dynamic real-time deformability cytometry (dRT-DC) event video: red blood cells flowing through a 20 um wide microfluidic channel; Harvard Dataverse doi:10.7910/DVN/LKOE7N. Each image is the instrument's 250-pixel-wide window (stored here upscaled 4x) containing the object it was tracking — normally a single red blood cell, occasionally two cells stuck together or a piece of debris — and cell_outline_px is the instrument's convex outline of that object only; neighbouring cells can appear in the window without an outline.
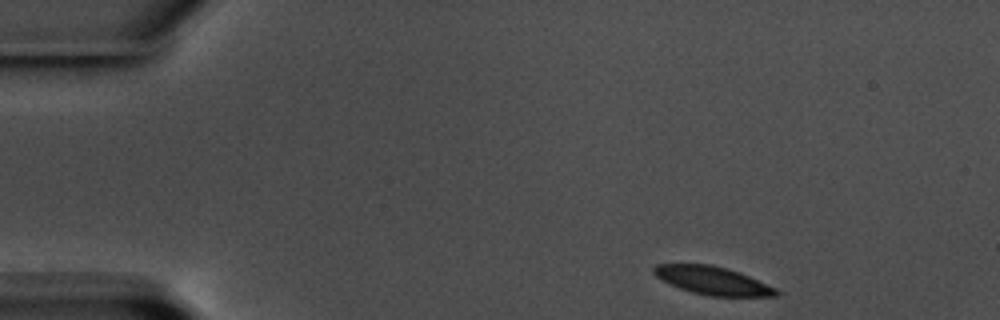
{"species": "common noctule bat (a hibernating species)", "species_latin": "Nyctalus noctula", "temperature_condition": "warm", "stored_images_in_passage": 51, "camera_frame_rate_fps": 3000, "um_per_image_px": 0.085, "animal": {"sex": "male", "body_mass_g": 17.5, "forearm_length_mm": 52.3}, "frame": {"image": 1, "passage_image": 1, "time_ms": 0.0, "image_size_px": [1000, 320], "cell_outline_px": [[784, 292], [776, 296], [712, 296], [692, 292], [680, 288], [656, 276], [652, 272], [652, 268], [656, 264], [712, 264], [728, 268], [740, 272], [776, 288]], "centroid_in_image_um": [60.62, 23.84], "position_along_channel_um": 24.4, "area_um2": 20.06}}
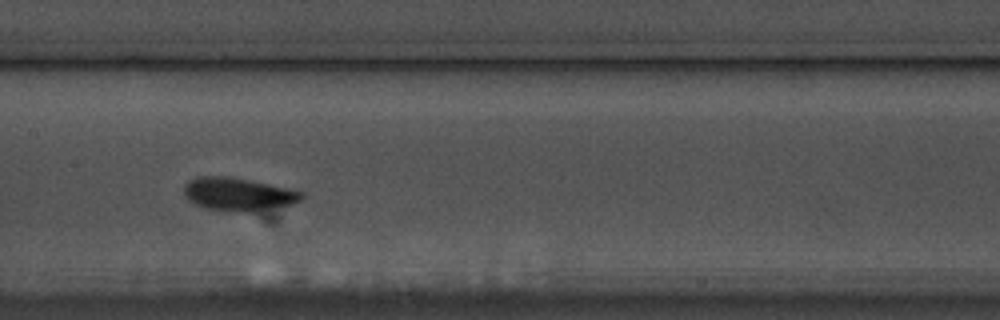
{"frame": {"image": 2, "passage_image": 22, "time_ms": 7.0, "image_size_px": [1000, 320], "cell_outline_px": [[304, 196], [300, 200], [292, 204], [252, 212], [228, 212], [204, 208], [188, 200], [184, 196], [184, 184], [188, 180], [196, 176], [228, 176], [252, 180], [272, 184], [304, 192]], "centroid_in_image_um": [20.22, 16.5], "position_along_channel_um": 187.2, "area_um2": 23.12}}
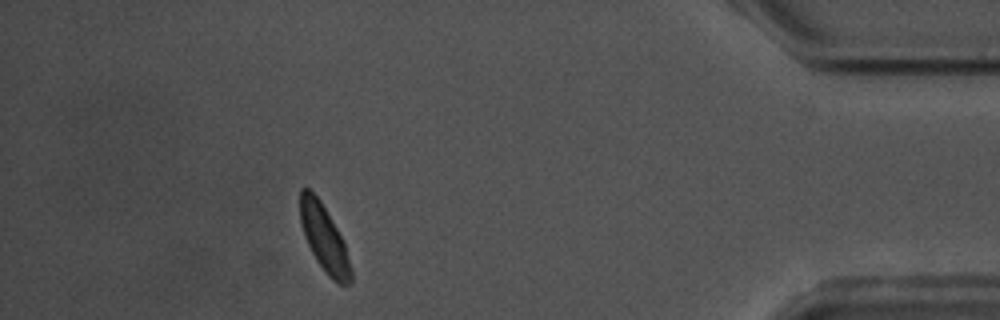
{"frame": {"image": 3, "passage_image": 45, "time_ms": 14.667, "image_size_px": [1000, 320], "cell_outline_px": [[352, 284], [340, 284], [332, 280], [328, 276], [316, 260], [304, 236], [300, 224], [300, 188], [308, 188], [320, 200], [336, 228], [344, 244], [352, 268]], "centroid_in_image_um": [27.55, 20.29], "position_along_channel_um": 407.7, "area_um2": 19.48}}